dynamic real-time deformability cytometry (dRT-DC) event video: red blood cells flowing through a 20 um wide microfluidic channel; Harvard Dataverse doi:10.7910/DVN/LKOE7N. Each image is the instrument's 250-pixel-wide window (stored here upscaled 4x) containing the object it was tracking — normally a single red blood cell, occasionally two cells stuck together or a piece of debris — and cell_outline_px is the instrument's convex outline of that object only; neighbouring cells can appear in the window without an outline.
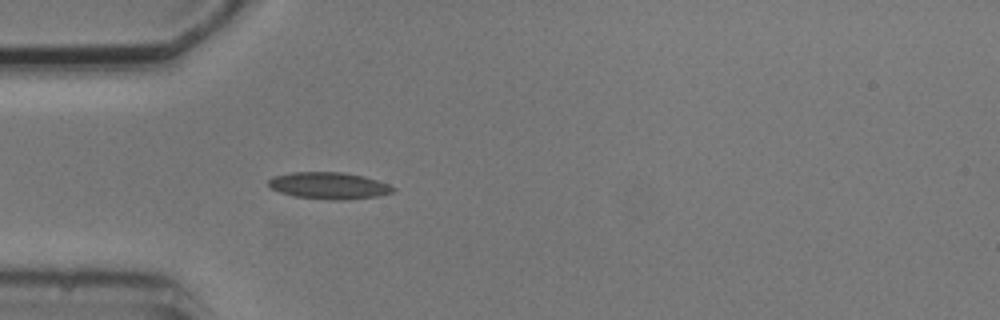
{"species": "common noctule bat (a hibernating species)", "species_latin": "Nyctalus noctula", "temperature_condition": "cold", "stored_images_in_passage": 1, "camera_frame_rate_fps": 3000, "um_per_image_px": 0.085, "animal": {"sex": "male", "body_mass_g": 20.5, "forearm_length_mm": 52.5}, "frame": {"image": 1, "passage_image": 1, "time_ms": 0.0, "image_size_px": [1000, 320], "cell_outline_px": [[396, 192], [376, 196], [348, 200], [328, 200], [296, 196], [280, 192], [272, 188], [268, 184], [268, 180], [272, 176], [292, 172], [344, 172], [364, 176], [388, 184], [396, 188]], "centroid_in_image_um": [27.98, 15.78], "position_along_channel_um": 57.0, "area_um2": 19.54}}